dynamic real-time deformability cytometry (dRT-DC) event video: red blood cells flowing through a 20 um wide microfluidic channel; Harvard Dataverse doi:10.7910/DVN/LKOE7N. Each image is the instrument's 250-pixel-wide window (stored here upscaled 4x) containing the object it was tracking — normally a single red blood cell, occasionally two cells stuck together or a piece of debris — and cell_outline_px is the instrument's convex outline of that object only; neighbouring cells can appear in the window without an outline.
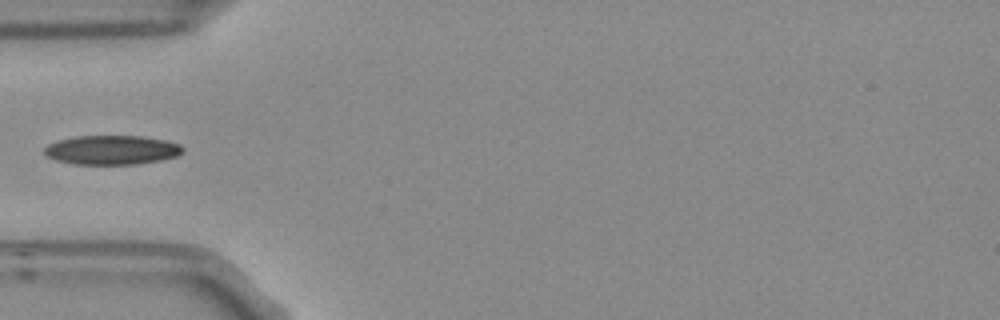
{"species": "Egyptian fruit bat (a non-hibernating species)", "species_latin": "Rousettus aegyptiacus", "temperature_condition": "room temperature", "stored_images_in_passage": 5, "camera_frame_rate_fps": 3000, "um_per_image_px": 0.085, "frame": {"image": 1, "passage_image": 4, "time_ms": 1.0, "image_size_px": [1000, 320], "cell_outline_px": [[184, 152], [176, 156], [160, 160], [136, 164], [72, 164], [56, 160], [48, 156], [44, 152], [44, 148], [48, 144], [60, 140], [76, 136], [140, 136], [164, 140], [180, 144], [184, 148]], "centroid_in_image_um": [9.51, 12.75], "position_along_channel_um": 75.5, "area_um2": 23.47}}